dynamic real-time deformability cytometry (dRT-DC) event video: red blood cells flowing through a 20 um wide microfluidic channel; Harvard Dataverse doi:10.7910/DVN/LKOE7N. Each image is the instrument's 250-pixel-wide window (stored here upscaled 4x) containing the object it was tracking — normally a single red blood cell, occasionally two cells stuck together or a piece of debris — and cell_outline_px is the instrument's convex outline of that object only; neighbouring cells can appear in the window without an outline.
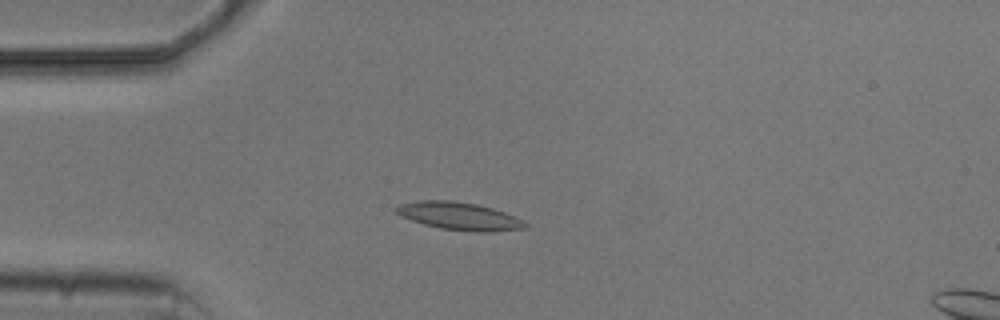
{"species": "common noctule bat (a hibernating species)", "species_latin": "Nyctalus noctula", "temperature_condition": "cold", "stored_images_in_passage": 6, "camera_frame_rate_fps": 3000, "um_per_image_px": 0.085, "animal": {"sex": "male", "body_mass_g": 20.5, "forearm_length_mm": 52.5}, "frame": {"image": 1, "passage_image": 3, "time_ms": 2.333, "image_size_px": [1000, 320], "cell_outline_px": [[528, 228], [492, 232], [476, 232], [440, 228], [424, 224], [412, 220], [396, 212], [392, 208], [400, 204], [416, 200], [452, 200], [476, 204], [492, 208], [504, 212], [528, 224]], "centroid_in_image_um": [39.02, 18.36], "position_along_channel_um": 46.0, "area_um2": 20.75}}
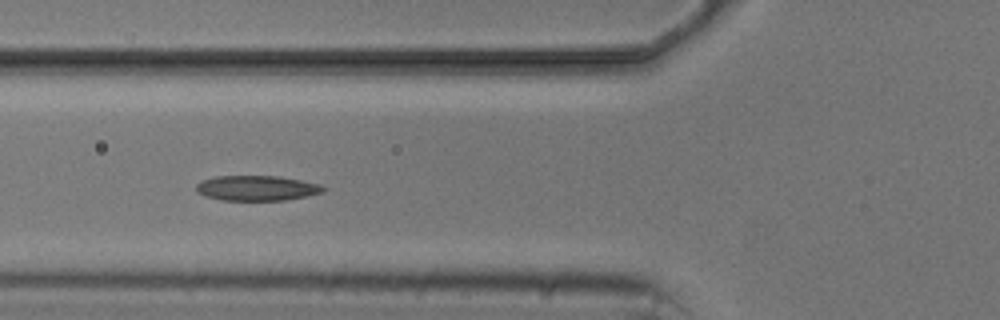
{"frame": {"image": 2, "passage_image": 5, "time_ms": 4.333, "image_size_px": [1000, 320], "cell_outline_px": [[328, 188], [324, 192], [308, 196], [284, 200], [220, 200], [204, 196], [196, 192], [196, 184], [200, 180], [216, 176], [280, 176], [320, 184]], "centroid_in_image_um": [21.82, 15.99], "position_along_channel_um": 104.0, "area_um2": 18.84}}
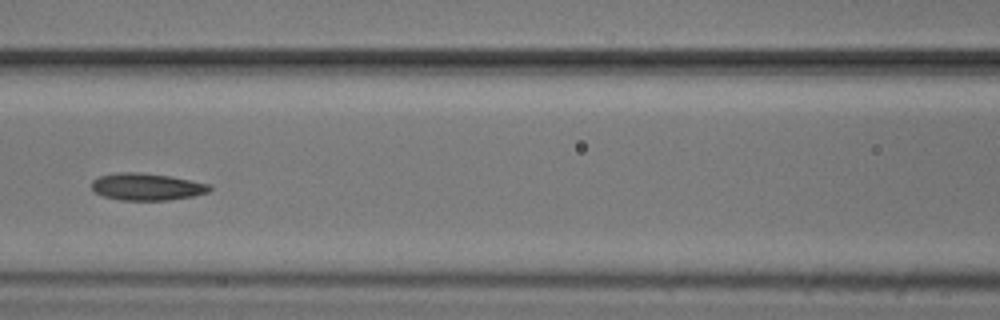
{"frame": {"image": 3, "passage_image": 6, "time_ms": 5.667, "image_size_px": [1000, 320], "cell_outline_px": [[212, 188], [208, 192], [192, 196], [168, 200], [120, 200], [104, 196], [96, 192], [92, 188], [92, 180], [100, 176], [120, 172], [140, 172], [168, 176], [212, 184]], "centroid_in_image_um": [12.49, 15.87], "position_along_channel_um": 154.1, "area_um2": 18.5}}